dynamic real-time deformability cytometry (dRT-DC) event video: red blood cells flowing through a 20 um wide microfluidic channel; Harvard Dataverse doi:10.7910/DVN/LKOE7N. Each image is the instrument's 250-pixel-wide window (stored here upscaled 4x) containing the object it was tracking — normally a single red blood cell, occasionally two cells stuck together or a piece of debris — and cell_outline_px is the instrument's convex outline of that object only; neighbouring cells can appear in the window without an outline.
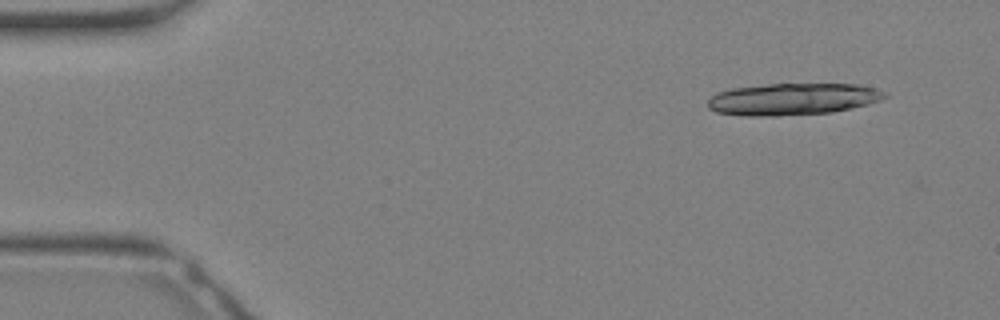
{"species": "Egyptian fruit bat (a non-hibernating species)", "species_latin": "Rousettus aegyptiacus", "temperature_condition": "warm", "stored_images_in_passage": 12, "camera_frame_rate_fps": 3000, "um_per_image_px": 0.085, "animal": {"sex": "female"}, "frame": {"image": 1, "passage_image": 1, "time_ms": 0.0, "image_size_px": [1000, 320], "cell_outline_px": [[888, 96], [880, 100], [868, 104], [852, 108], [832, 112], [776, 116], [744, 116], [716, 112], [708, 108], [708, 100], [712, 96], [720, 92], [732, 88], [768, 84], [856, 84], [872, 88], [884, 92]], "centroid_in_image_um": [67.36, 8.43], "position_along_channel_um": 17.6, "area_um2": 32.71}}